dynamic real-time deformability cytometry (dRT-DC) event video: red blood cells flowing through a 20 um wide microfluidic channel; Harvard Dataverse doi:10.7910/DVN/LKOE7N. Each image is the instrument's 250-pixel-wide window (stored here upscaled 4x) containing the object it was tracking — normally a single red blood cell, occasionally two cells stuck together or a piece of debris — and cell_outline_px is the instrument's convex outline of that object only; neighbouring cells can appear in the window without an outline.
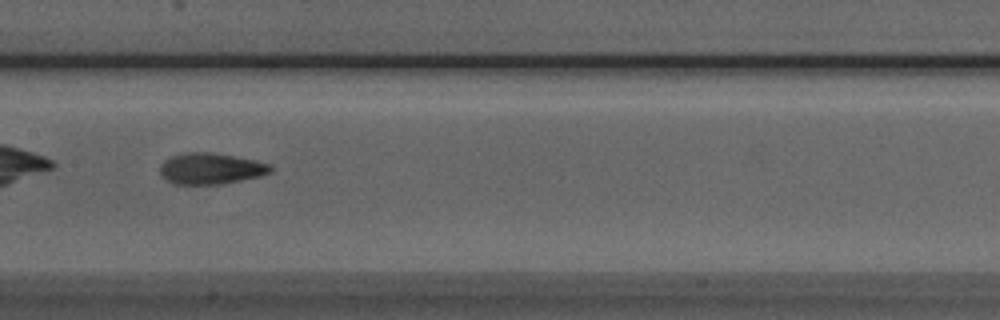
{"species": "Egyptian fruit bat (a non-hibernating species)", "species_latin": "Rousettus aegyptiacus", "temperature_condition": "room temperature", "stored_images_in_passage": 37, "segment_of_instrument_passage": [1, 2], "camera_frame_rate_fps": 3000, "um_per_image_px": 0.085, "animal": {"sex": "male"}, "frame": {"image": 1, "passage_image": 10, "time_ms": 3.0, "image_size_px": [1000, 320], "cell_outline_px": [[272, 172], [260, 176], [220, 184], [172, 184], [160, 172], [160, 164], [164, 160], [172, 156], [184, 152], [208, 152], [256, 160], [272, 164]], "centroid_in_image_um": [17.93, 14.32], "position_along_channel_um": 189.5, "area_um2": 20.0}}
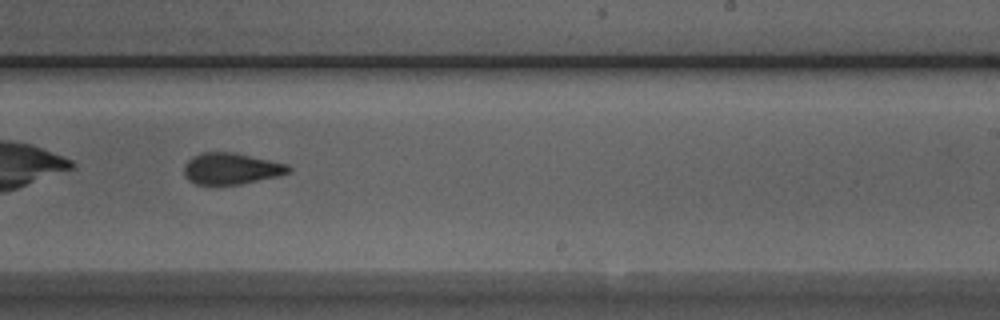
{"frame": {"image": 2, "passage_image": 16, "time_ms": 5.0, "image_size_px": [1000, 320], "cell_outline_px": [[292, 168], [288, 172], [280, 176], [240, 184], [196, 184], [188, 180], [184, 176], [184, 164], [192, 156], [204, 152], [232, 152], [288, 164]], "centroid_in_image_um": [19.64, 14.33], "position_along_channel_um": 269.4, "area_um2": 19.07}}
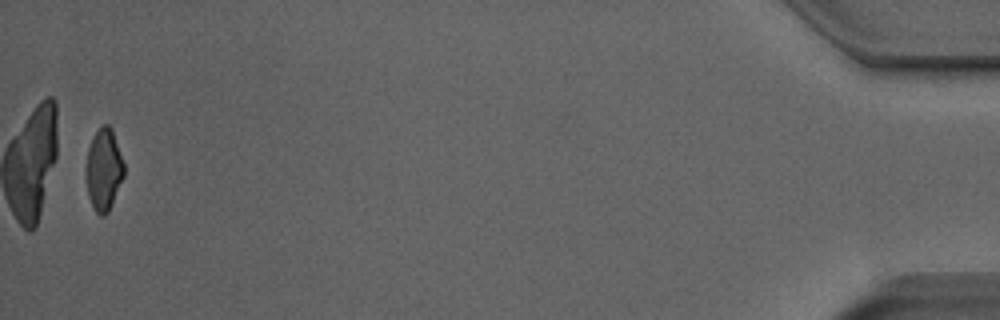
{"frame": {"image": 3, "passage_image": 35, "time_ms": 11.333, "image_size_px": [1000, 320], "cell_outline_px": [[124, 176], [108, 212], [104, 216], [100, 216], [96, 212], [88, 196], [88, 148], [100, 124], [108, 124], [112, 128], [124, 164]], "centroid_in_image_um": [8.86, 14.4], "position_along_channel_um": 426.3, "area_um2": 17.57}}